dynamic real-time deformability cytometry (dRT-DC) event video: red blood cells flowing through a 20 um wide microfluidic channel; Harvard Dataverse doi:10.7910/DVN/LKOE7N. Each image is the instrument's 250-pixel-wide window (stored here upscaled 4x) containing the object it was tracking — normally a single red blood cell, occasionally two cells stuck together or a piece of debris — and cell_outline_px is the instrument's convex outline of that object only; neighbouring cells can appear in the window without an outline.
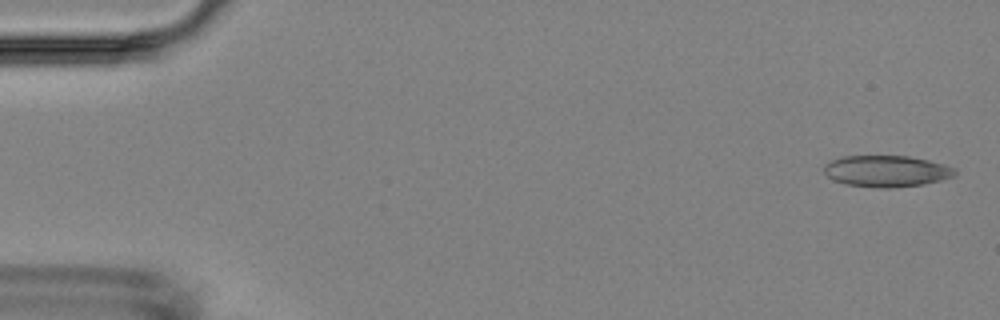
{"species": "Egyptian fruit bat (a non-hibernating species)", "species_latin": "Rousettus aegyptiacus", "temperature_condition": "room temperature", "stored_images_in_passage": 4, "camera_frame_rate_fps": 3000, "um_per_image_px": 0.085, "animal": {"sex": "female"}, "frame": {"image": 1, "passage_image": 1, "time_ms": 0.0, "image_size_px": [1000, 320], "cell_outline_px": [[956, 176], [924, 184], [888, 188], [880, 188], [844, 184], [832, 180], [824, 172], [824, 164], [840, 156], [908, 156], [928, 160], [944, 164], [956, 168]], "centroid_in_image_um": [75.35, 14.54], "position_along_channel_um": 9.7, "area_um2": 24.1}}
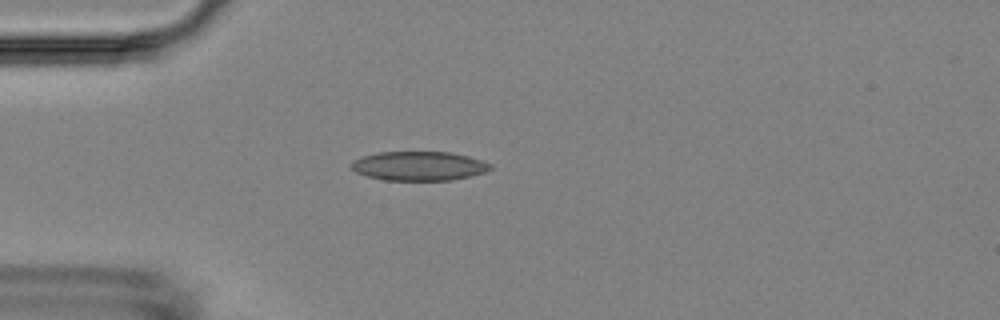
{"frame": {"image": 2, "passage_image": 4, "time_ms": 4.333, "image_size_px": [1000, 320], "cell_outline_px": [[492, 168], [484, 172], [472, 176], [452, 180], [384, 180], [368, 176], [356, 172], [352, 168], [352, 160], [364, 156], [380, 152], [452, 152], [468, 156], [492, 164]], "centroid_in_image_um": [35.64, 14.11], "position_along_channel_um": 49.4, "area_um2": 23.52}}